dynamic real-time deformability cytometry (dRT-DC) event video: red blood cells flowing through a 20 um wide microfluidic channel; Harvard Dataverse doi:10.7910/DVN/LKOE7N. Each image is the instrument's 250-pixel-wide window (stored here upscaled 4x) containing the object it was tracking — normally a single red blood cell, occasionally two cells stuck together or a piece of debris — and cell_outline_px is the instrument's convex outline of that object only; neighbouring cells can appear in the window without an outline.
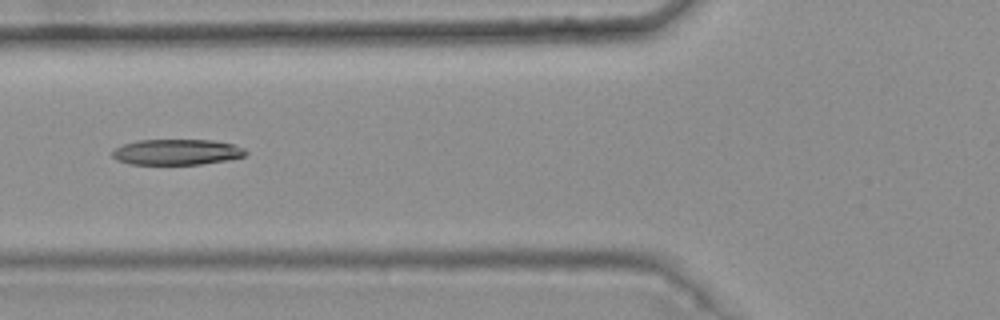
{"species": "common noctule bat (a hibernating species)", "species_latin": "Nyctalus noctula", "temperature_condition": "warm", "stored_images_in_passage": 6, "camera_frame_rate_fps": 3000, "um_per_image_px": 0.085, "animal": {"sex": "female", "body_mass_g": 25.1}, "frame": {"image": 1, "passage_image": 6, "time_ms": 1.667, "image_size_px": [1000, 320], "cell_outline_px": [[248, 152], [244, 156], [228, 160], [200, 164], [132, 164], [116, 160], [112, 156], [112, 152], [116, 148], [124, 144], [140, 140], [212, 140], [232, 144], [244, 148]], "centroid_in_image_um": [15.04, 12.92], "position_along_channel_um": 110.8, "area_um2": 19.83}}